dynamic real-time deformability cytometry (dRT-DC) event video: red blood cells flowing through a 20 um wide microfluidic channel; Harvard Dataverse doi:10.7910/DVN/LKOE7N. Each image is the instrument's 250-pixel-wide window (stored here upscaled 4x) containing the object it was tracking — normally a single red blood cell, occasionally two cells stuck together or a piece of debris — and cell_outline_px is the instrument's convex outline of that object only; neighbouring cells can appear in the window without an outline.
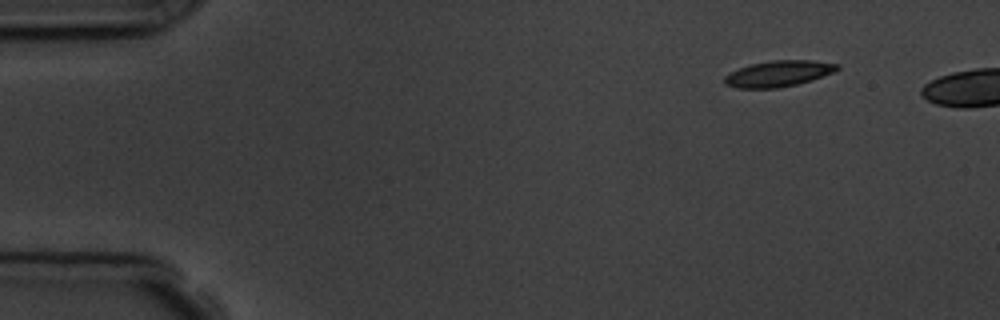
{"species": "common noctule bat (a hibernating species)", "species_latin": "Nyctalus noctula", "temperature_condition": "room temperature", "stored_images_in_passage": 5, "segment_of_instrument_passage": [2, 2], "camera_frame_rate_fps": 3000, "um_per_image_px": 0.085, "animal": {"sex": "male", "body_mass_g": 19.5, "forearm_length_mm": 54.6}, "frame": {"image": 1, "passage_image": 5, "time_ms": 6.333, "image_size_px": [1000, 320], "cell_outline_px": [[840, 68], [832, 72], [812, 80], [780, 88], [736, 88], [724, 84], [724, 76], [740, 68], [752, 64], [772, 60], [812, 60], [840, 64]], "centroid_in_image_um": [66.17, 6.26], "position_along_channel_um": 18.8, "area_um2": 16.99}}